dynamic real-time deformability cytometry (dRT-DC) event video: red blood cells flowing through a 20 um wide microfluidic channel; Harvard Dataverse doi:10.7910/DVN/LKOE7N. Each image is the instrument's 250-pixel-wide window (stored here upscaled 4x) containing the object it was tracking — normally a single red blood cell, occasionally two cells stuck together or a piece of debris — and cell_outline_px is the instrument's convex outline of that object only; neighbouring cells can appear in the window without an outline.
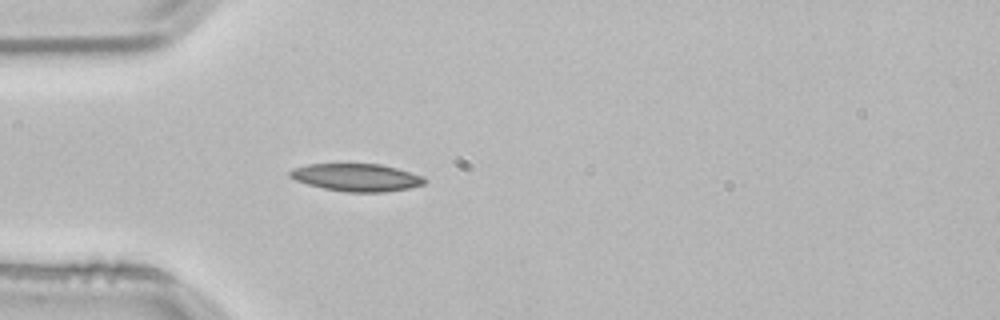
{"species": "common noctule bat (a hibernating species)", "species_latin": "Nyctalus noctula", "temperature_condition": "room temperature", "stored_images_in_passage": 3, "camera_frame_rate_fps": 3000, "um_per_image_px": 0.085, "animal": {"sex": "male", "body_mass_g": 21.5, "forearm_length_mm": 52.0}, "frame": {"image": 1, "passage_image": 3, "time_ms": 0.667, "image_size_px": [1000, 320], "cell_outline_px": [[428, 180], [424, 184], [408, 188], [384, 192], [348, 192], [324, 188], [308, 184], [296, 180], [288, 176], [288, 172], [292, 168], [308, 164], [380, 164], [396, 168], [424, 176]], "centroid_in_image_um": [30.31, 15.08], "position_along_channel_um": 54.7, "area_um2": 21.62}}